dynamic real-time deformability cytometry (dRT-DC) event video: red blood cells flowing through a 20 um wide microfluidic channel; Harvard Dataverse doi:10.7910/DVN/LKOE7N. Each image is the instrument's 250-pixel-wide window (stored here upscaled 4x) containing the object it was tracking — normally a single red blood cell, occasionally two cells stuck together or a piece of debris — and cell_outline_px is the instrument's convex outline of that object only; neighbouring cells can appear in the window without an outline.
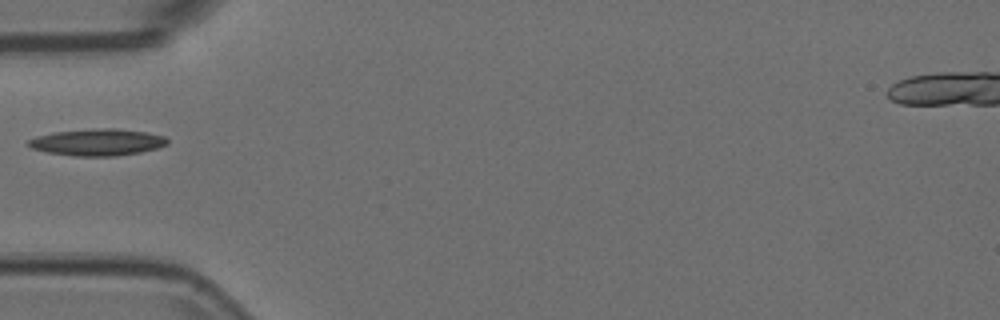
{"species": "Egyptian fruit bat (a non-hibernating species)", "species_latin": "Rousettus aegyptiacus", "temperature_condition": "room temperature", "stored_images_in_passage": 12, "camera_frame_rate_fps": 3000, "um_per_image_px": 0.085, "animal": {"sex": "female"}, "frame": {"image": 1, "passage_image": 1, "time_ms": 0.0, "image_size_px": [1000, 320], "cell_outline_px": [[168, 144], [156, 148], [140, 152], [116, 156], [76, 156], [48, 152], [32, 148], [28, 144], [28, 140], [40, 136], [56, 132], [104, 128], [116, 128], [148, 132], [164, 136], [168, 140]], "centroid_in_image_um": [8.35, 12.09], "position_along_channel_um": 76.7, "area_um2": 21.33}}
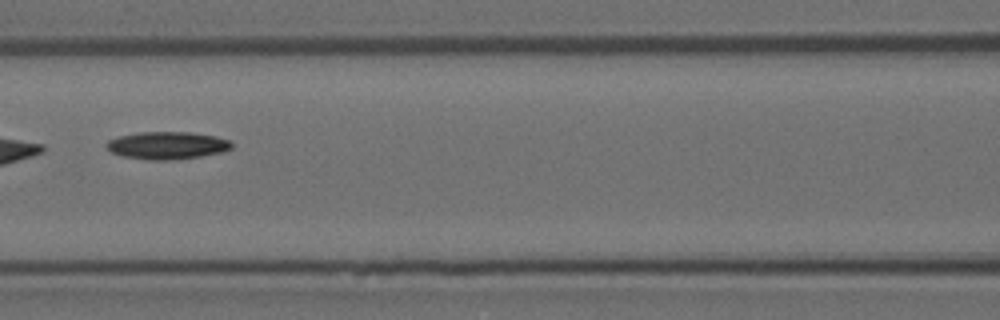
{"frame": {"image": 2, "passage_image": 7, "time_ms": 2.0, "image_size_px": [1000, 320], "cell_outline_px": [[232, 148], [224, 152], [176, 160], [148, 160], [120, 156], [112, 152], [104, 144], [108, 140], [120, 136], [140, 132], [188, 132], [216, 136], [232, 140]], "centroid_in_image_um": [14.23, 12.37], "position_along_channel_um": 152.4, "area_um2": 20.29}}
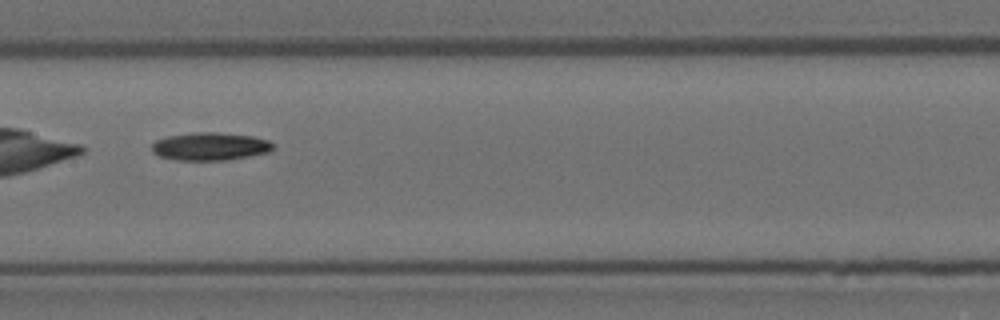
{"frame": {"image": 3, "passage_image": 10, "time_ms": 3.0, "image_size_px": [1000, 320], "cell_outline_px": [[272, 148], [268, 152], [228, 160], [180, 160], [160, 156], [152, 152], [152, 144], [156, 140], [168, 136], [192, 132], [216, 132], [252, 136], [268, 140], [272, 144]], "centroid_in_image_um": [17.83, 12.44], "position_along_channel_um": 189.6, "area_um2": 19.54}}